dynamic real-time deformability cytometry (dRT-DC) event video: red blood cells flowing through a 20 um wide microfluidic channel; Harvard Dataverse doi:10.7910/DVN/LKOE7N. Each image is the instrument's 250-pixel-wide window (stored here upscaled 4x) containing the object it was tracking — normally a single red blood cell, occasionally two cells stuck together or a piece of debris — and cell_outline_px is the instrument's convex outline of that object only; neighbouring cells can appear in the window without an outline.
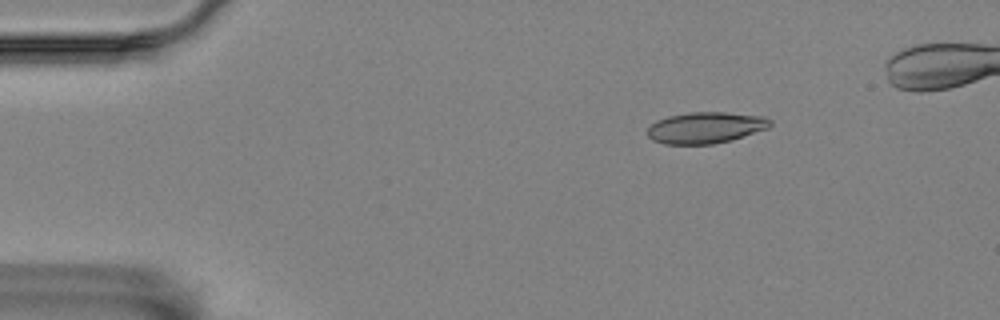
{"species": "Egyptian fruit bat (a non-hibernating species)", "species_latin": "Rousettus aegyptiacus", "temperature_condition": "room temperature", "stored_images_in_passage": 5, "camera_frame_rate_fps": 3000, "um_per_image_px": 0.085, "animal": {"sex": "female"}, "frame": {"image": 1, "passage_image": 1, "time_ms": 0.0, "image_size_px": [1000, 320], "cell_outline_px": [[772, 124], [768, 128], [732, 140], [712, 144], [664, 144], [652, 140], [648, 136], [648, 128], [656, 120], [668, 116], [688, 112], [724, 112], [764, 116], [772, 120]], "centroid_in_image_um": [59.98, 10.85], "position_along_channel_um": 25.0, "area_um2": 22.48}}